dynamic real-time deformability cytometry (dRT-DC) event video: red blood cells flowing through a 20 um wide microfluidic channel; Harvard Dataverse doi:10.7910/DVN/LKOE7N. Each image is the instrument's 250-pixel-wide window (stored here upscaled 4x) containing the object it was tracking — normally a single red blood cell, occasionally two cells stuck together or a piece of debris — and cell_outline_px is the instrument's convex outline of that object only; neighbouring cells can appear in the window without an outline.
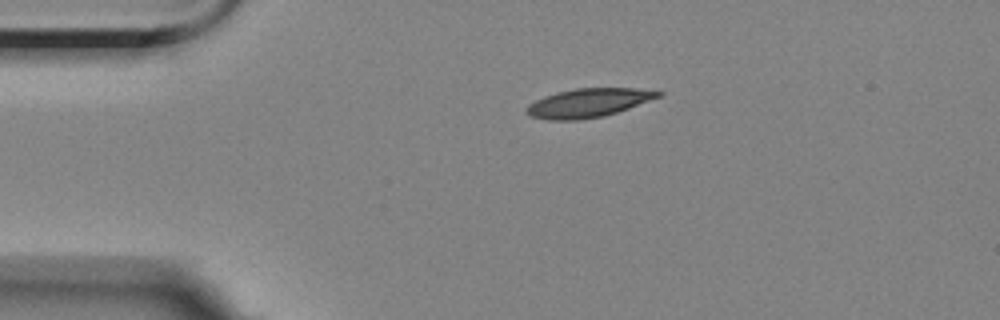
{"species": "Egyptian fruit bat (a non-hibernating species)", "species_latin": "Rousettus aegyptiacus", "temperature_condition": "room temperature", "stored_images_in_passage": 2, "camera_frame_rate_fps": 3000, "um_per_image_px": 0.085, "animal": {"sex": "female"}, "frame": {"image": 1, "passage_image": 1, "time_ms": 0.0, "image_size_px": [1000, 320], "cell_outline_px": [[664, 92], [660, 96], [628, 108], [604, 116], [576, 120], [548, 120], [528, 116], [524, 112], [524, 108], [528, 104], [544, 96], [556, 92], [576, 88], [636, 88]], "centroid_in_image_um": [49.93, 8.75], "position_along_channel_um": 35.1, "area_um2": 22.08}}